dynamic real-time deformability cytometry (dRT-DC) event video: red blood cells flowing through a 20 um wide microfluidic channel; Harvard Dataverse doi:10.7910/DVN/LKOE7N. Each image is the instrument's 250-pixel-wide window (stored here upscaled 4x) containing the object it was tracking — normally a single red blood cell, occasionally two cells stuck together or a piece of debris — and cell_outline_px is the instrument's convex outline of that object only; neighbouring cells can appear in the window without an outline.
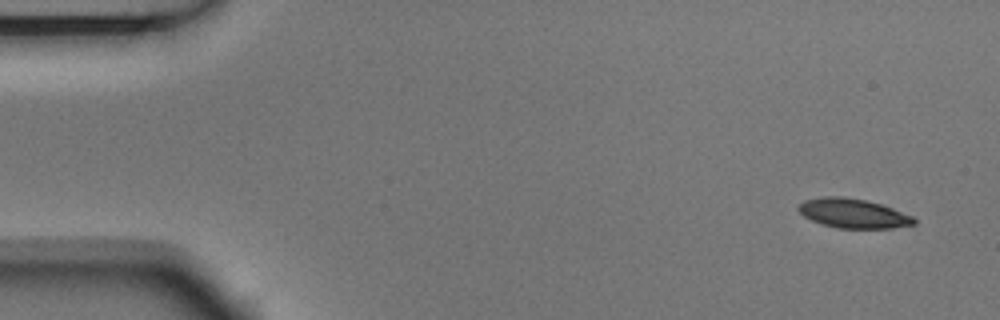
{"species": "Egyptian fruit bat (a non-hibernating species)", "species_latin": "Rousettus aegyptiacus", "temperature_condition": "room temperature", "stored_images_in_passage": 5, "segment_of_instrument_passage": [1, 2], "camera_frame_rate_fps": 3000, "um_per_image_px": 0.085, "animal": {"sex": "male"}, "frame": {"image": 1, "passage_image": 1, "time_ms": 0.0, "image_size_px": [1000, 320], "cell_outline_px": [[916, 224], [892, 228], [840, 228], [824, 224], [812, 220], [804, 216], [800, 212], [800, 204], [804, 200], [824, 196], [840, 196], [864, 200], [880, 204], [892, 208], [912, 216], [916, 220]], "centroid_in_image_um": [72.55, 18.13], "position_along_channel_um": 12.5, "area_um2": 19.42}}
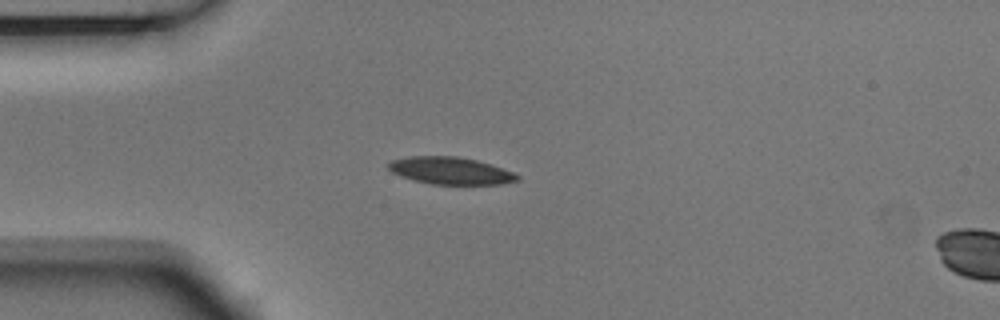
{"frame": {"image": 2, "passage_image": 4, "time_ms": 1.0, "image_size_px": [1000, 320], "cell_outline_px": [[520, 180], [500, 184], [432, 184], [412, 180], [400, 176], [392, 172], [388, 168], [388, 164], [392, 160], [412, 156], [456, 156], [476, 160], [512, 172], [520, 176]], "centroid_in_image_um": [38.26, 14.51], "position_along_channel_um": 46.7, "area_um2": 20.23}}